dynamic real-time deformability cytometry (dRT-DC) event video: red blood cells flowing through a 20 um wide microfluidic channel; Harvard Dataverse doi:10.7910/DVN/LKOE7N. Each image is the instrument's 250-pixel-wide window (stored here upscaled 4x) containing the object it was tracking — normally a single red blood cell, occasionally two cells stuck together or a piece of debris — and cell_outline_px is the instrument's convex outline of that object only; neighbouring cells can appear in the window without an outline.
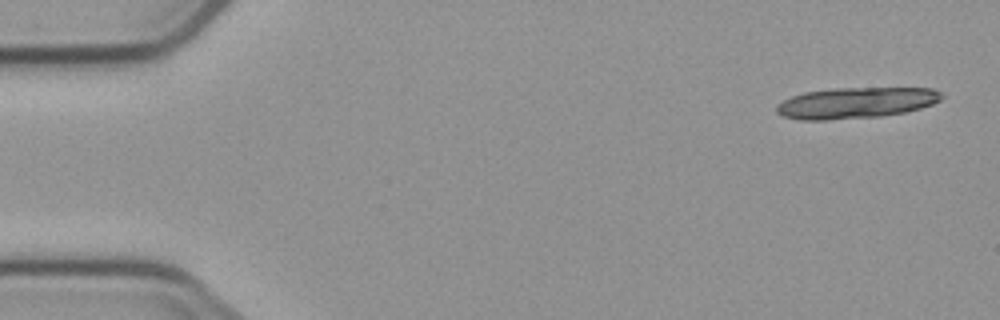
{"species": "common noctule bat (a hibernating species)", "species_latin": "Nyctalus noctula", "temperature_condition": "cold", "stored_images_in_passage": 5, "segment_of_instrument_passage": [2, 2], "camera_frame_rate_fps": 3000, "um_per_image_px": 0.085, "animal": {"sex": "male", "body_mass_g": 23.1, "forearm_length_mm": 52.7}, "frame": {"image": 1, "passage_image": 5, "time_ms": 5.667, "image_size_px": [1000, 320], "cell_outline_px": [[944, 96], [940, 100], [932, 104], [920, 108], [904, 112], [880, 116], [828, 120], [800, 120], [784, 116], [776, 112], [776, 104], [792, 96], [804, 92], [832, 88], [932, 88], [944, 92]], "centroid_in_image_um": [72.76, 8.73], "position_along_channel_um": 12.2, "area_um2": 29.94}}